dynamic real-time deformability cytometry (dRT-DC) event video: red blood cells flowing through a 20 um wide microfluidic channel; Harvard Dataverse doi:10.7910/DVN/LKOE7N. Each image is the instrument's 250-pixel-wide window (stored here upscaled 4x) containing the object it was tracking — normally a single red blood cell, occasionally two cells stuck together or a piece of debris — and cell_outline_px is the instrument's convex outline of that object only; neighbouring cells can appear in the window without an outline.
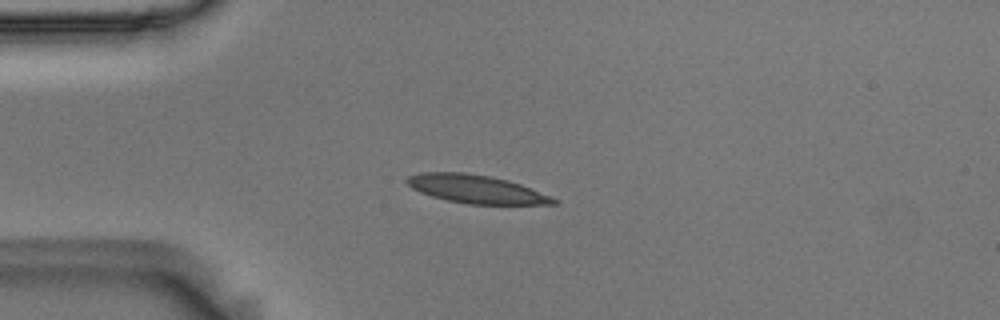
{"species": "Egyptian fruit bat (a non-hibernating species)", "species_latin": "Rousettus aegyptiacus", "temperature_condition": "room temperature", "stored_images_in_passage": 46, "camera_frame_rate_fps": 3000, "um_per_image_px": 0.085, "animal": {"sex": "male"}, "frame": {"image": 1, "passage_image": 5, "time_ms": 1.333, "image_size_px": [1000, 320], "cell_outline_px": [[560, 200], [556, 204], [468, 204], [448, 200], [432, 196], [420, 192], [412, 188], [404, 180], [408, 176], [420, 172], [464, 172], [488, 176], [508, 180], [520, 184], [552, 196]], "centroid_in_image_um": [40.48, 16.07], "position_along_channel_um": 44.5, "area_um2": 24.1}}
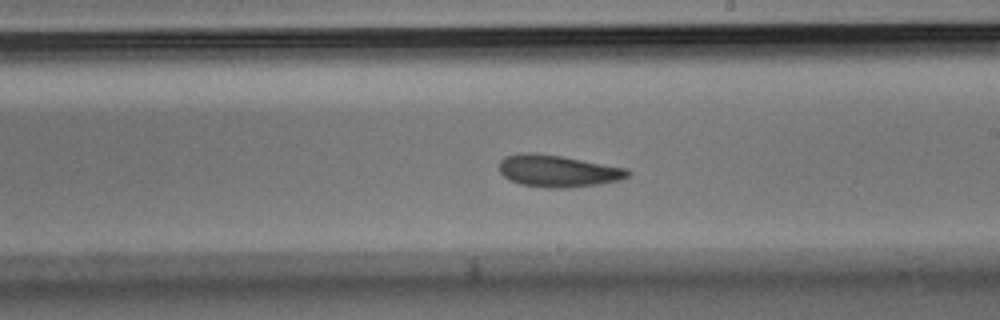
{"frame": {"image": 2, "passage_image": 23, "time_ms": 7.333, "image_size_px": [1000, 320], "cell_outline_px": [[632, 172], [628, 176], [620, 180], [600, 184], [568, 188], [544, 188], [520, 184], [508, 180], [500, 172], [500, 160], [504, 156], [520, 152], [532, 152], [560, 156], [628, 168]], "centroid_in_image_um": [47.41, 14.54], "position_along_channel_um": 241.6, "area_um2": 24.22}}
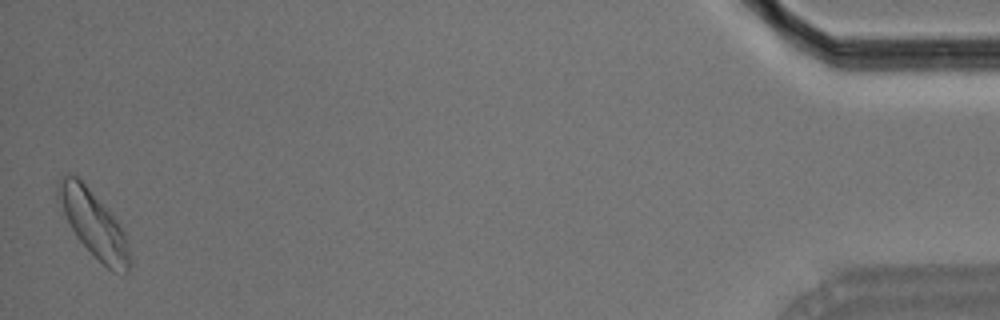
{"frame": {"image": 3, "passage_image": 46, "time_ms": 15.0, "image_size_px": [1000, 320], "cell_outline_px": [[132, 264], [128, 272], [112, 272], [76, 236], [56, 196], [56, 184], [68, 172], [76, 176], [88, 188], [116, 220], [124, 232], [132, 260]], "centroid_in_image_um": [7.97, 19.04], "position_along_channel_um": 427.2, "area_um2": 26.65}, "authors_computed_cell_mechanics": {"area_um2": 24.1026, "velocity_mm_per_s": 3.601, "shape_relaxation_time_tau1_ms": 8.1733, "shape_relaxation_time_tau2_ms": 4.521, "deformation_change_tau1": 0.1658, "deformation_change_tau2": 0.1042}}